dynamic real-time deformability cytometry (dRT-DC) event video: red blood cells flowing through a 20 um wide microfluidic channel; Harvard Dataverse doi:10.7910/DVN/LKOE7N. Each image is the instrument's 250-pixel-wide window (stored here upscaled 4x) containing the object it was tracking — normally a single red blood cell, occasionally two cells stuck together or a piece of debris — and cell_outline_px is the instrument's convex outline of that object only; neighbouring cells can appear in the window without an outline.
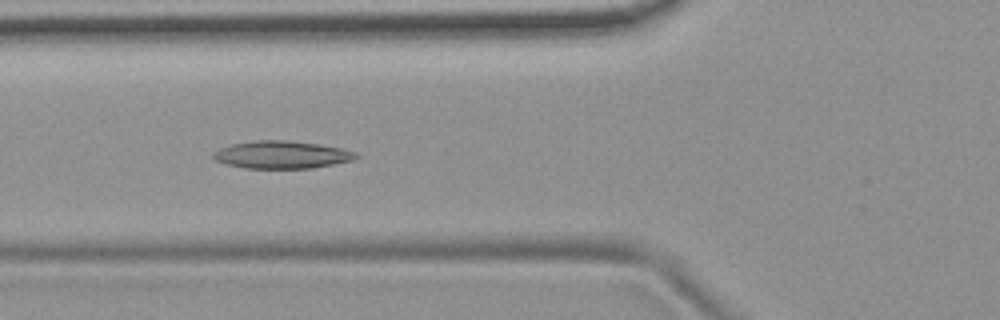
{"species": "common noctule bat (a hibernating species)", "species_latin": "Nyctalus noctula", "temperature_condition": "room temperature", "stored_images_in_passage": 50, "camera_frame_rate_fps": 3000, "um_per_image_px": 0.085, "animal": {"sex": "female", "body_mass_g": 19.9}, "frame": {"image": 1, "passage_image": 15, "time_ms": 4.667, "image_size_px": [1000, 320], "cell_outline_px": [[360, 156], [352, 160], [312, 168], [244, 168], [224, 164], [212, 160], [212, 152], [220, 148], [232, 144], [252, 140], [288, 140], [316, 144], [340, 148], [356, 152]], "centroid_in_image_um": [23.87, 13.15], "position_along_channel_um": 101.9, "area_um2": 23.0}}
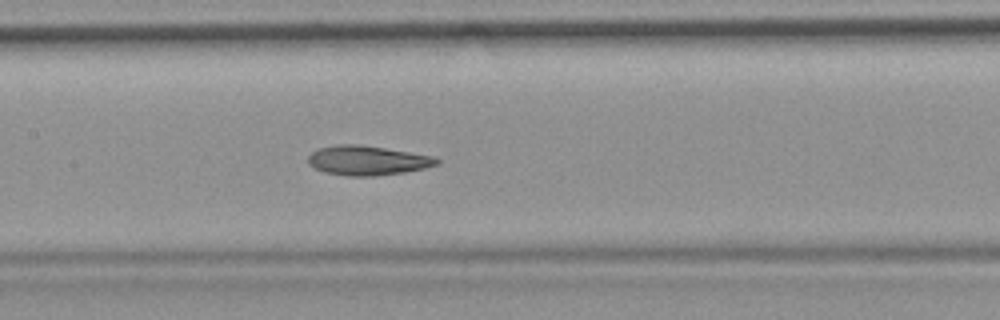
{"frame": {"image": 2, "passage_image": 21, "time_ms": 6.667, "image_size_px": [1000, 320], "cell_outline_px": [[440, 164], [424, 168], [404, 172], [376, 176], [348, 176], [324, 172], [308, 164], [308, 156], [316, 148], [336, 144], [356, 144], [384, 148], [432, 156], [440, 160]], "centroid_in_image_um": [31.2, 13.64], "position_along_channel_um": 176.2, "area_um2": 22.08}}
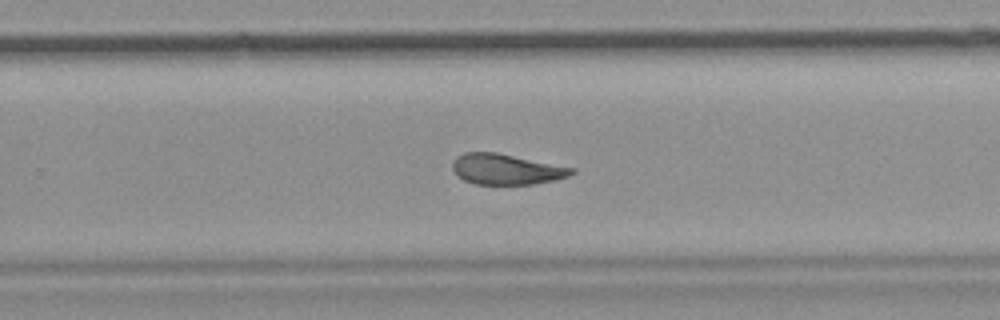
{"frame": {"image": 3, "passage_image": 30, "time_ms": 9.667, "image_size_px": [1000, 320], "cell_outline_px": [[576, 172], [568, 176], [556, 180], [532, 184], [476, 184], [464, 180], [456, 176], [452, 168], [452, 164], [456, 156], [464, 152], [496, 152], [576, 168]], "centroid_in_image_um": [43.03, 14.38], "position_along_channel_um": 286.8, "area_um2": 21.39}, "authors_computed_cell_mechanics": {"area_um2": 22.831, "velocity_mm_per_s": 3.709, "shape_relaxation_time_tau1_ms": null, "shape_relaxation_time_tau2_ms": 3.2657, "deformation_change_tau1": null, "deformation_change_tau2": 0.1109}}